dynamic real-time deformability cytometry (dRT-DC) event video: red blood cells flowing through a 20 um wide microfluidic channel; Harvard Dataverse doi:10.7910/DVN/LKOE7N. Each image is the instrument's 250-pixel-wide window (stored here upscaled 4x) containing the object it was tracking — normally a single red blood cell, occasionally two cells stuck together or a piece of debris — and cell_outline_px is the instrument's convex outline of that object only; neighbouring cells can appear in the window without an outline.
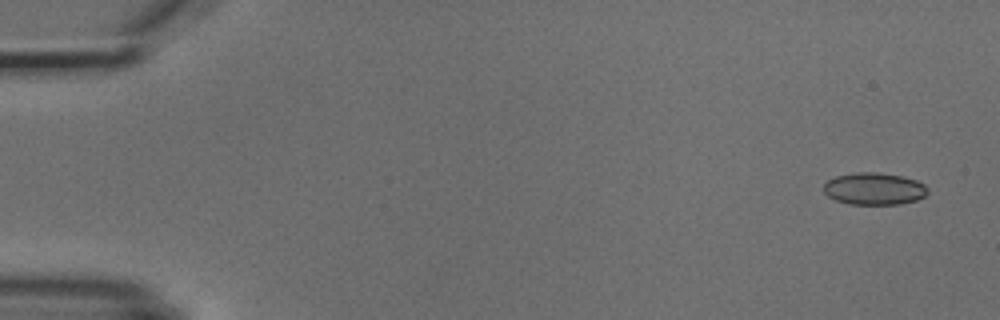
{"species": "common noctule bat (a hibernating species)", "species_latin": "Nyctalus noctula", "temperature_condition": "cold", "stored_images_in_passage": 5, "camera_frame_rate_fps": 3000, "um_per_image_px": 0.085, "animal": {"sex": "male", "body_mass_g": 18.8}, "frame": {"image": 1, "passage_image": 1, "time_ms": 0.0, "image_size_px": [1000, 320], "cell_outline_px": [[928, 192], [924, 196], [916, 200], [900, 204], [848, 204], [836, 200], [828, 196], [824, 192], [824, 184], [828, 180], [836, 176], [856, 172], [876, 172], [900, 176], [916, 180], [924, 184], [928, 188]], "centroid_in_image_um": [74.3, 16.04], "position_along_channel_um": 10.7, "area_um2": 19.42}}
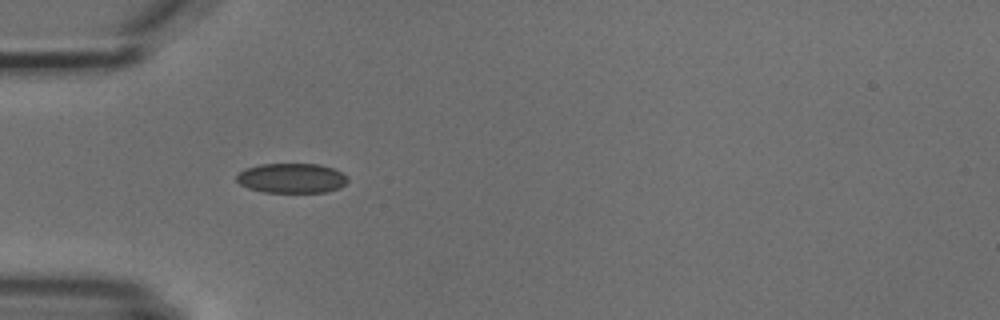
{"frame": {"image": 2, "passage_image": 4, "time_ms": 4.667, "image_size_px": [1000, 320], "cell_outline_px": [[348, 180], [340, 188], [324, 192], [264, 192], [248, 188], [240, 184], [236, 180], [236, 176], [244, 168], [260, 164], [320, 164], [332, 168], [348, 176]], "centroid_in_image_um": [24.77, 15.14], "position_along_channel_um": 60.2, "area_um2": 19.31}}
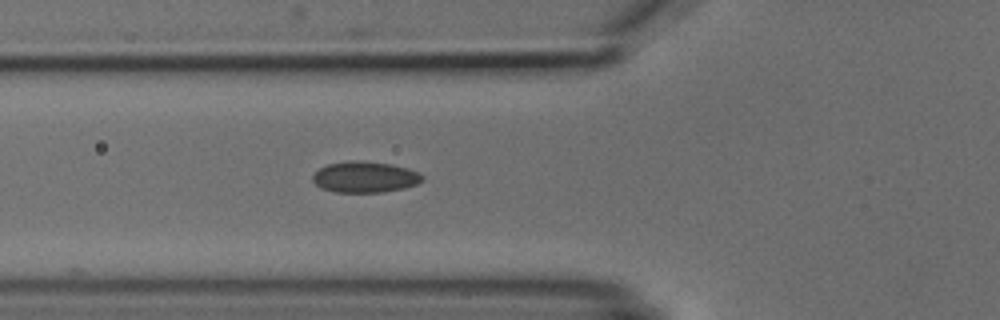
{"frame": {"image": 3, "passage_image": 5, "time_ms": 5.667, "image_size_px": [1000, 320], "cell_outline_px": [[424, 180], [416, 184], [404, 188], [380, 192], [336, 192], [320, 188], [312, 180], [312, 176], [320, 168], [328, 164], [348, 160], [360, 160], [392, 164], [408, 168], [420, 172], [424, 176]], "centroid_in_image_um": [31.04, 15.03], "position_along_channel_um": 94.8, "area_um2": 20.0}}